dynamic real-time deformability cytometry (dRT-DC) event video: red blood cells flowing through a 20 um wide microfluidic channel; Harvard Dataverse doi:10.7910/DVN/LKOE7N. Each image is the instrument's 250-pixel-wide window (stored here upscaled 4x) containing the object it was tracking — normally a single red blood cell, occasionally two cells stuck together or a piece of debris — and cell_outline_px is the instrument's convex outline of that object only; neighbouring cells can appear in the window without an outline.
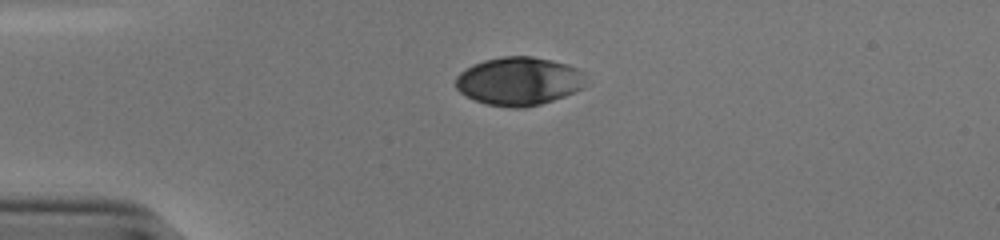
{"species": "human", "species_latin": "Homo sapiens", "temperature_condition": "cold", "stored_images_in_passage": 33, "camera_frame_rate_fps": 3000, "um_per_image_px": 0.085, "donor": {"sex": "male"}, "frame": {"image": 1, "passage_image": 1, "time_ms": 0.0, "image_size_px": [1000, 240], "cell_outline_px": [[584, 84], [580, 88], [564, 96], [540, 104], [524, 108], [512, 108], [488, 104], [476, 100], [460, 92], [456, 88], [456, 76], [460, 72], [472, 64], [484, 60], [500, 56], [532, 56], [552, 60], [568, 64], [584, 72]], "centroid_in_image_um": [44.08, 6.88], "position_along_channel_um": 40.9, "area_um2": 36.53}}
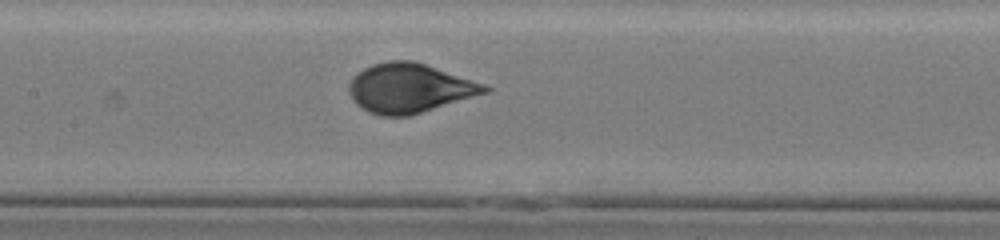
{"frame": {"image": 2, "passage_image": 14, "time_ms": 4.333, "image_size_px": [1000, 240], "cell_outline_px": [[492, 92], [408, 116], [380, 116], [368, 112], [356, 104], [352, 100], [348, 92], [348, 84], [352, 76], [364, 68], [372, 64], [388, 60], [412, 60], [484, 84], [492, 88]], "centroid_in_image_um": [34.78, 7.5], "position_along_channel_um": 172.6, "area_um2": 39.19}}
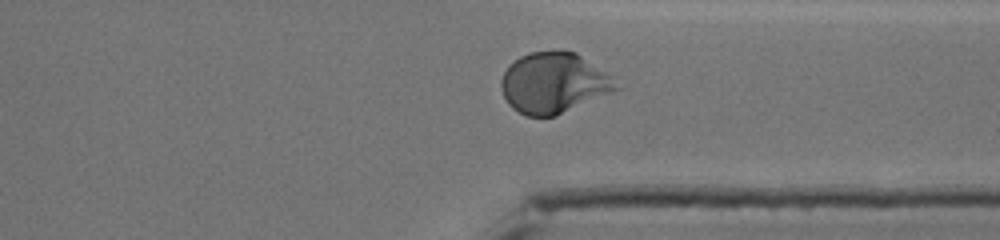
{"frame": {"image": 3, "passage_image": 29, "time_ms": 9.333, "image_size_px": [1000, 240], "cell_outline_px": [[620, 88], [556, 116], [528, 116], [512, 108], [508, 104], [504, 96], [500, 84], [500, 80], [508, 64], [520, 56], [532, 52], [576, 52], [616, 76]], "centroid_in_image_um": [47.1, 7.04], "position_along_channel_um": 364.3, "area_um2": 40.69}, "authors_computed_cell_mechanics": {"area_um2": 39.2462, "velocity_mm_per_s": 3.834, "shape_relaxation_time_tau1_ms": 4.4371, "shape_relaxation_time_tau2_ms": null, "deformation_change_tau1": 0.1875, "deformation_change_tau2": null}}